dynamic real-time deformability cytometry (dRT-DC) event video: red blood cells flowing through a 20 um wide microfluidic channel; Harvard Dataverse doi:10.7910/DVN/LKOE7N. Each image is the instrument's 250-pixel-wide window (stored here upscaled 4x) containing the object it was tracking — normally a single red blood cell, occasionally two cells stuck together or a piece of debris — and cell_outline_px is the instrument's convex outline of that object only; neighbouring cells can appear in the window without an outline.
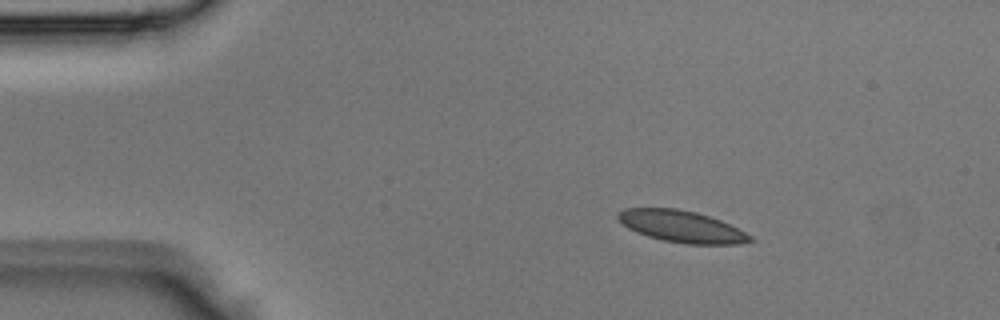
{"species": "Egyptian fruit bat (a non-hibernating species)", "species_latin": "Rousettus aegyptiacus", "temperature_condition": "room temperature", "stored_images_in_passage": 3, "camera_frame_rate_fps": 3000, "um_per_image_px": 0.085, "animal": {"sex": "male"}, "frame": {"image": 1, "passage_image": 1, "time_ms": 0.0, "image_size_px": [1000, 320], "cell_outline_px": [[756, 240], [736, 244], [684, 244], [664, 240], [648, 236], [636, 232], [628, 228], [616, 216], [616, 212], [624, 208], [676, 208], [696, 212], [720, 220], [752, 236]], "centroid_in_image_um": [57.91, 19.24], "position_along_channel_um": 27.1, "area_um2": 24.28}}
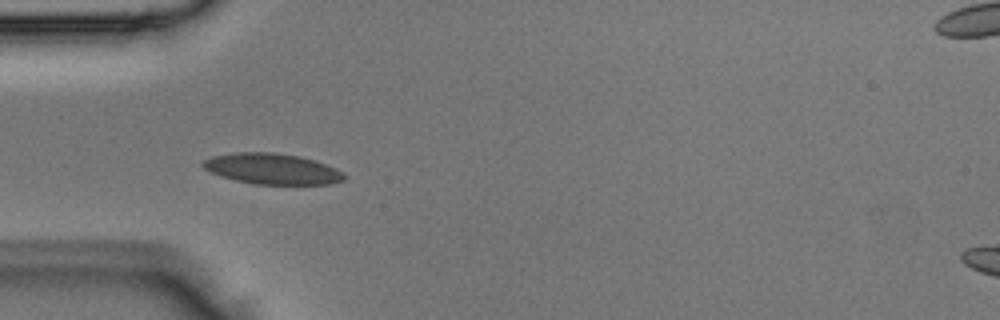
{"frame": {"image": 2, "passage_image": 3, "time_ms": 0.667, "image_size_px": [1000, 320], "cell_outline_px": [[348, 176], [344, 180], [332, 184], [252, 184], [236, 180], [212, 172], [204, 168], [200, 164], [204, 160], [212, 156], [236, 152], [272, 152], [300, 156], [316, 160], [336, 168], [344, 172]], "centroid_in_image_um": [23.2, 14.35], "position_along_channel_um": 61.8, "area_um2": 25.43}}